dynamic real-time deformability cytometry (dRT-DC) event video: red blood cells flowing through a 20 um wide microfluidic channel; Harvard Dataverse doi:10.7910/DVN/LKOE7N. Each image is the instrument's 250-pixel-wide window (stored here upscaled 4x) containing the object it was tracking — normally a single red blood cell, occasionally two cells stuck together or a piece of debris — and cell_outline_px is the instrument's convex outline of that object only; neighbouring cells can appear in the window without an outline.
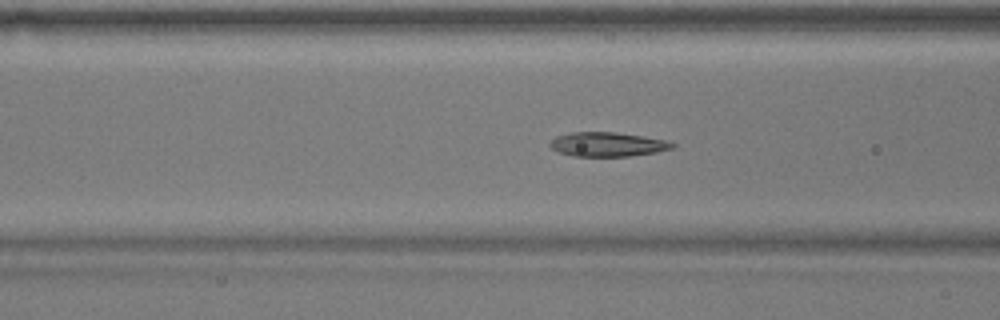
{"species": "common noctule bat (a hibernating species)", "species_latin": "Nyctalus noctula", "temperature_condition": "warm", "stored_images_in_passage": 53, "camera_frame_rate_fps": 3000, "um_per_image_px": 0.085, "animal": {"sex": "male", "body_mass_g": 17.9}, "frame": {"image": 1, "passage_image": 18, "time_ms": 5.667, "image_size_px": [1000, 320], "cell_outline_px": [[676, 144], [672, 148], [656, 152], [628, 156], [572, 156], [560, 152], [552, 148], [548, 144], [556, 136], [572, 132], [616, 132], [668, 140]], "centroid_in_image_um": [51.65, 12.26], "position_along_channel_um": 115.0, "area_um2": 17.22}}
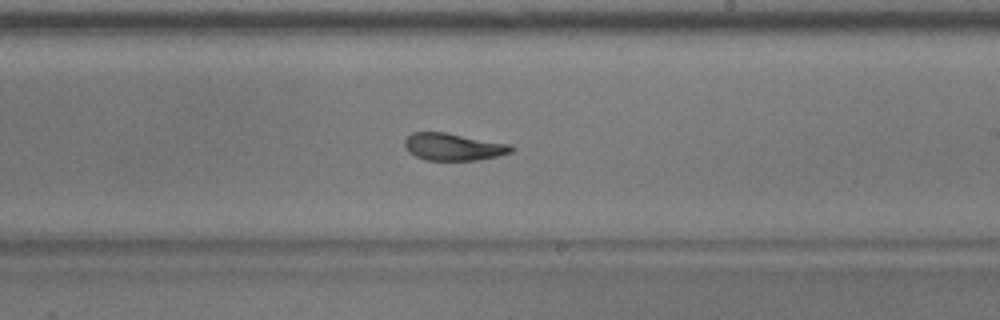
{"frame": {"image": 2, "passage_image": 29, "time_ms": 9.333, "image_size_px": [1000, 320], "cell_outline_px": [[516, 148], [512, 152], [500, 156], [476, 160], [424, 160], [408, 152], [404, 144], [404, 140], [412, 132], [444, 132], [512, 144]], "centroid_in_image_um": [38.57, 12.48], "position_along_channel_um": 250.4, "area_um2": 17.11}}
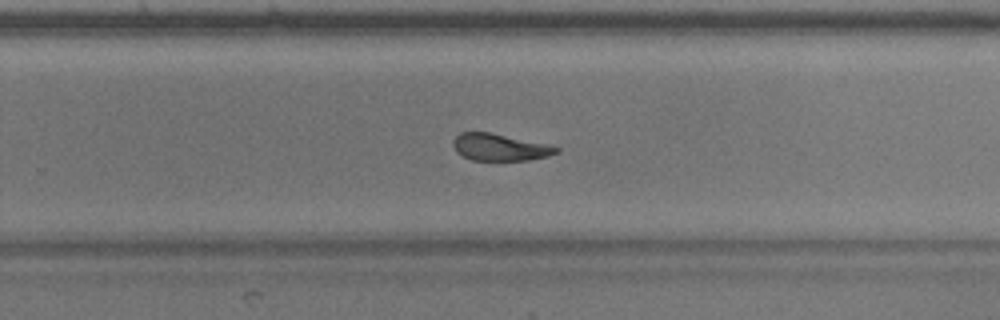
{"frame": {"image": 3, "passage_image": 32, "time_ms": 10.333, "image_size_px": [1000, 320], "cell_outline_px": [[560, 152], [548, 156], [528, 160], [472, 160], [456, 152], [452, 144], [452, 140], [460, 132], [492, 132], [548, 144], [560, 148]], "centroid_in_image_um": [42.49, 12.5], "position_along_channel_um": 287.3, "area_um2": 16.36}, "authors_computed_cell_mechanics": {"area_um2": 17.918, "velocity_mm_per_s": 3.6973, "shape_relaxation_time_tau1_ms": 8.8144, "shape_relaxation_time_tau2_ms": 2.1973, "deformation_change_tau1": 0.2086, "deformation_change_tau2": 0.0802}}